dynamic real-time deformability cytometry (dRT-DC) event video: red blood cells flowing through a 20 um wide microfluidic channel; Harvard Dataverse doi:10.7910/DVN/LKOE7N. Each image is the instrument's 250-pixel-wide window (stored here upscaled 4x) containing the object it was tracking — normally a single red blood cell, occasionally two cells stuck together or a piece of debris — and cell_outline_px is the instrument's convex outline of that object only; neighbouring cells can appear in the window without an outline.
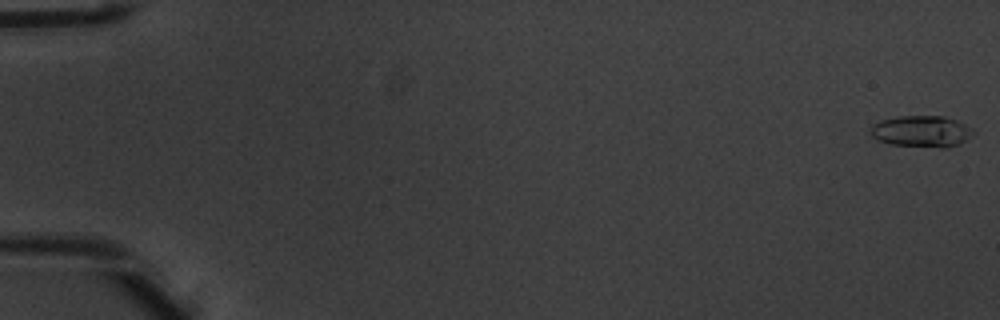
{"species": "common noctule bat (a hibernating species)", "species_latin": "Nyctalus noctula", "temperature_condition": "warm", "stored_images_in_passage": 4, "camera_frame_rate_fps": 3000, "um_per_image_px": 0.085, "animal": {"sex": "male", "body_mass_g": 20.1, "forearm_length_mm": 53.5}, "frame": {"image": 1, "passage_image": 1, "time_ms": 0.0, "image_size_px": [1000, 320], "cell_outline_px": [[976, 132], [960, 144], [948, 148], [940, 148], [892, 144], [876, 140], [872, 136], [872, 124], [880, 120], [896, 116], [944, 116], [956, 120], [964, 124]], "centroid_in_image_um": [78.34, 11.17], "position_along_channel_um": 6.7, "area_um2": 18.9}}